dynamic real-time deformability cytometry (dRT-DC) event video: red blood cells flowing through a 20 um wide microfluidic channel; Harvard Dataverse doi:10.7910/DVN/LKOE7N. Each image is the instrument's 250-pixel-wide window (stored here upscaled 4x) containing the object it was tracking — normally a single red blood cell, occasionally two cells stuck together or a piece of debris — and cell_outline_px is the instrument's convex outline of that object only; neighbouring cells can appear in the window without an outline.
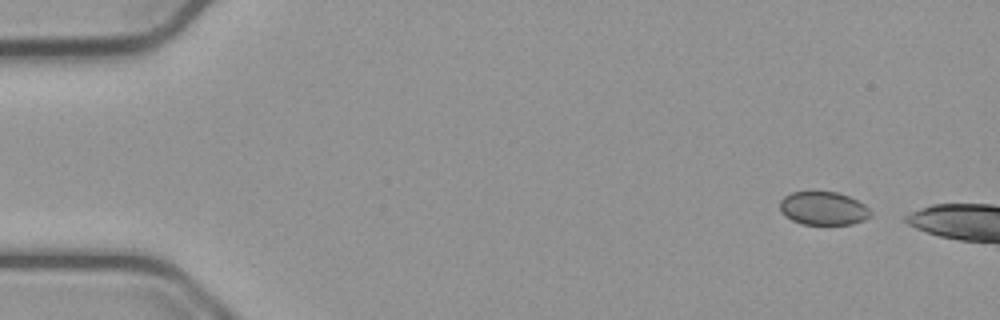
{"species": "common noctule bat (a hibernating species)", "species_latin": "Nyctalus noctula", "temperature_condition": "cold", "stored_images_in_passage": 5, "camera_frame_rate_fps": 3000, "um_per_image_px": 0.085, "animal": {"sex": "male", "body_mass_g": 23.1, "forearm_length_mm": 52.7}, "frame": {"image": 1, "passage_image": 1, "time_ms": 0.0, "image_size_px": [1000, 320], "cell_outline_px": [[872, 216], [864, 220], [852, 224], [800, 224], [792, 220], [780, 212], [780, 200], [784, 196], [792, 192], [836, 192], [848, 196], [864, 204], [872, 212]], "centroid_in_image_um": [69.98, 17.72], "position_along_channel_um": 15.0, "area_um2": 17.63}}